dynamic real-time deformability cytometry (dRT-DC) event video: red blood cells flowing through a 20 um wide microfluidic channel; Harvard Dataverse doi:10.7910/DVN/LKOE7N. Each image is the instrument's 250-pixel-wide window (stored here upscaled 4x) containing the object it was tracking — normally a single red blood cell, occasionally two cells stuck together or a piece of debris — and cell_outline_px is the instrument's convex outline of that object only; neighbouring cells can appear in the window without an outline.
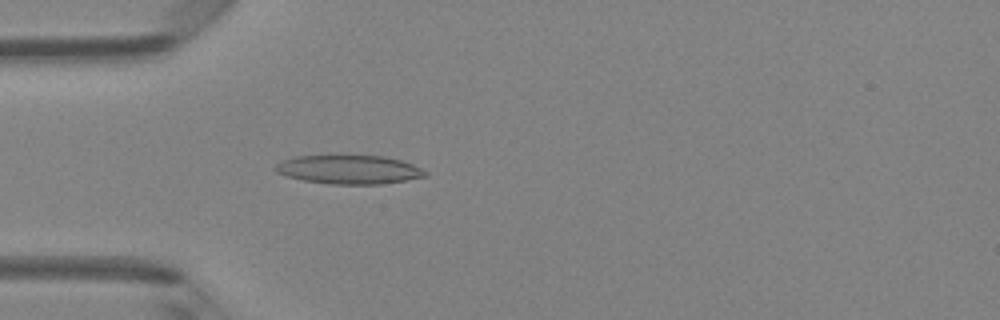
{"species": "Egyptian fruit bat (a non-hibernating species)", "species_latin": "Rousettus aegyptiacus", "temperature_condition": "room temperature", "stored_images_in_passage": 48, "camera_frame_rate_fps": 3000, "um_per_image_px": 0.085, "animal": {"sex": "female"}, "frame": {"image": 1, "passage_image": 14, "time_ms": 4.333, "image_size_px": [1000, 320], "cell_outline_px": [[428, 176], [380, 184], [332, 184], [304, 180], [288, 176], [276, 172], [276, 164], [284, 160], [296, 156], [384, 156], [400, 160], [412, 164], [428, 172]], "centroid_in_image_um": [29.7, 14.41], "position_along_channel_um": 55.3, "area_um2": 24.74}}
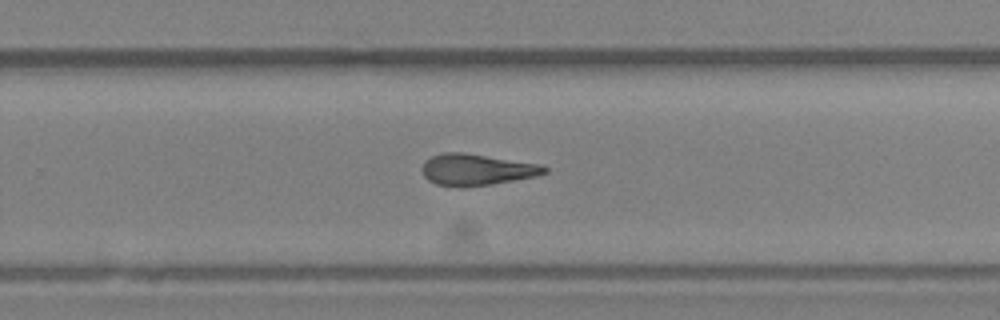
{"frame": {"image": 2, "passage_image": 31, "time_ms": 10.0, "image_size_px": [1000, 320], "cell_outline_px": [[548, 172], [536, 176], [492, 184], [460, 188], [436, 184], [428, 180], [424, 176], [420, 168], [424, 160], [432, 156], [444, 152], [464, 152], [540, 164], [548, 168]], "centroid_in_image_um": [40.47, 14.42], "position_along_channel_um": 289.3, "area_um2": 22.66}}
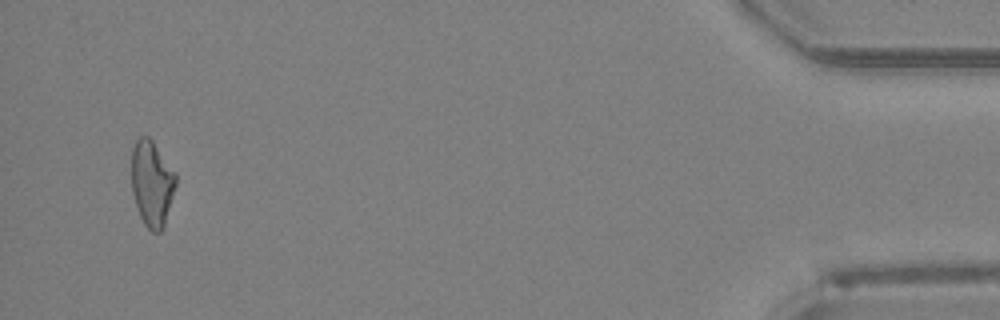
{"frame": {"image": 3, "passage_image": 46, "time_ms": 15.0, "image_size_px": [1000, 320], "cell_outline_px": [[176, 184], [164, 228], [160, 232], [152, 232], [144, 224], [136, 208], [132, 192], [132, 148], [136, 140], [140, 136], [148, 136], [152, 140], [176, 172]], "centroid_in_image_um": [12.91, 15.6], "position_along_channel_um": 422.3, "area_um2": 22.31}, "authors_computed_cell_mechanics": {"area_um2": 22.6287, "velocity_mm_per_s": 4.2418, "shape_relaxation_time_tau1_ms": 6.5074, "shape_relaxation_time_tau2_ms": 2.3176, "deformation_change_tau1": 0.2074, "deformation_change_tau2": 0.1293}}